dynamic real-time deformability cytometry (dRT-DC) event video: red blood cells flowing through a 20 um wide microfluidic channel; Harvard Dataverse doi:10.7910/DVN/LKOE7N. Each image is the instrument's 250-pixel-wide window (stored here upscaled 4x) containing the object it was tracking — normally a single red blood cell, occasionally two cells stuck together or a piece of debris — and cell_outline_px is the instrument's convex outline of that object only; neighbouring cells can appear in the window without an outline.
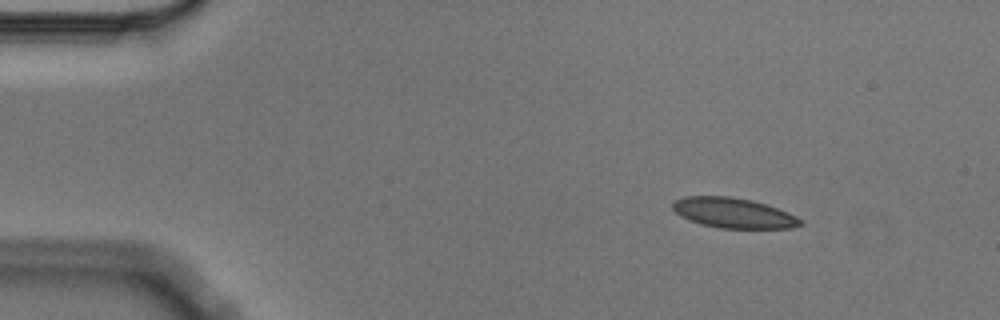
{"species": "Egyptian fruit bat (a non-hibernating species)", "species_latin": "Rousettus aegyptiacus", "temperature_condition": "cold", "stored_images_in_passage": 4, "camera_frame_rate_fps": 3000, "um_per_image_px": 0.085, "animal": {"sex": "male"}, "frame": {"image": 1, "passage_image": 2, "time_ms": 0.333, "image_size_px": [1000, 320], "cell_outline_px": [[804, 224], [792, 228], [720, 228], [700, 224], [680, 216], [672, 208], [672, 204], [676, 200], [684, 196], [732, 196], [752, 200], [788, 212], [796, 216]], "centroid_in_image_um": [62.33, 18.1], "position_along_channel_um": 22.7, "area_um2": 22.37}}